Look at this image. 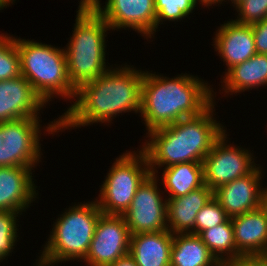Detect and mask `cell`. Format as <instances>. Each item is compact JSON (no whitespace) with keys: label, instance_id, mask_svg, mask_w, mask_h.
Returning a JSON list of instances; mask_svg holds the SVG:
<instances>
[{"label":"cell","instance_id":"6da1fadb","mask_svg":"<svg viewBox=\"0 0 267 266\" xmlns=\"http://www.w3.org/2000/svg\"><path fill=\"white\" fill-rule=\"evenodd\" d=\"M114 65L76 90L71 106L59 115L60 132L99 123L109 126L116 116L127 112L140 114L144 69L137 70L127 62Z\"/></svg>","mask_w":267,"mask_h":266},{"label":"cell","instance_id":"7a4b0ae2","mask_svg":"<svg viewBox=\"0 0 267 266\" xmlns=\"http://www.w3.org/2000/svg\"><path fill=\"white\" fill-rule=\"evenodd\" d=\"M211 87L207 80L194 74L185 72L170 78L145 70L139 117L144 121L146 133L200 115L214 102Z\"/></svg>","mask_w":267,"mask_h":266},{"label":"cell","instance_id":"3957f363","mask_svg":"<svg viewBox=\"0 0 267 266\" xmlns=\"http://www.w3.org/2000/svg\"><path fill=\"white\" fill-rule=\"evenodd\" d=\"M215 103L200 115L146 133L145 142L139 148L147 157L151 174L158 175L163 167L178 163H203L213 144L227 130L220 120H216Z\"/></svg>","mask_w":267,"mask_h":266},{"label":"cell","instance_id":"277c9868","mask_svg":"<svg viewBox=\"0 0 267 266\" xmlns=\"http://www.w3.org/2000/svg\"><path fill=\"white\" fill-rule=\"evenodd\" d=\"M72 35L66 44L68 78L75 90L96 80L113 64L106 63L107 33L110 27L92 8H78Z\"/></svg>","mask_w":267,"mask_h":266},{"label":"cell","instance_id":"5b68a950","mask_svg":"<svg viewBox=\"0 0 267 266\" xmlns=\"http://www.w3.org/2000/svg\"><path fill=\"white\" fill-rule=\"evenodd\" d=\"M74 204L53 221L50 235L33 266H58L60 262L85 259L102 211L95 199Z\"/></svg>","mask_w":267,"mask_h":266},{"label":"cell","instance_id":"8992f818","mask_svg":"<svg viewBox=\"0 0 267 266\" xmlns=\"http://www.w3.org/2000/svg\"><path fill=\"white\" fill-rule=\"evenodd\" d=\"M16 44L20 54L21 75L30 82L42 100L48 104L53 102L52 99L62 98L72 103L76 90L68 78L64 47L58 48L18 36Z\"/></svg>","mask_w":267,"mask_h":266},{"label":"cell","instance_id":"52a82bcc","mask_svg":"<svg viewBox=\"0 0 267 266\" xmlns=\"http://www.w3.org/2000/svg\"><path fill=\"white\" fill-rule=\"evenodd\" d=\"M113 161L95 198L107 215H123L130 207L138 187L151 174L148 160L141 149L121 153Z\"/></svg>","mask_w":267,"mask_h":266},{"label":"cell","instance_id":"ba28073f","mask_svg":"<svg viewBox=\"0 0 267 266\" xmlns=\"http://www.w3.org/2000/svg\"><path fill=\"white\" fill-rule=\"evenodd\" d=\"M40 119L31 117L0 122V167L21 166L34 170L42 162V131L54 136L60 128L59 117L48 122L46 128H42Z\"/></svg>","mask_w":267,"mask_h":266},{"label":"cell","instance_id":"9c48e42d","mask_svg":"<svg viewBox=\"0 0 267 266\" xmlns=\"http://www.w3.org/2000/svg\"><path fill=\"white\" fill-rule=\"evenodd\" d=\"M228 132L213 144L203 160L204 183L213 191L237 178L250 174L259 164L247 147L229 142Z\"/></svg>","mask_w":267,"mask_h":266},{"label":"cell","instance_id":"30bf717a","mask_svg":"<svg viewBox=\"0 0 267 266\" xmlns=\"http://www.w3.org/2000/svg\"><path fill=\"white\" fill-rule=\"evenodd\" d=\"M159 181L156 175L150 174L138 187L130 207L122 215L131 235L168 230L167 198L159 188Z\"/></svg>","mask_w":267,"mask_h":266},{"label":"cell","instance_id":"8fae6325","mask_svg":"<svg viewBox=\"0 0 267 266\" xmlns=\"http://www.w3.org/2000/svg\"><path fill=\"white\" fill-rule=\"evenodd\" d=\"M101 0L92 8L113 31L133 30L147 41L156 35V9L154 0ZM120 29V30H119Z\"/></svg>","mask_w":267,"mask_h":266},{"label":"cell","instance_id":"7c38bea8","mask_svg":"<svg viewBox=\"0 0 267 266\" xmlns=\"http://www.w3.org/2000/svg\"><path fill=\"white\" fill-rule=\"evenodd\" d=\"M130 231L122 215L101 214L89 251L82 261L86 266H110L129 254Z\"/></svg>","mask_w":267,"mask_h":266},{"label":"cell","instance_id":"4fadbf2b","mask_svg":"<svg viewBox=\"0 0 267 266\" xmlns=\"http://www.w3.org/2000/svg\"><path fill=\"white\" fill-rule=\"evenodd\" d=\"M264 173L259 164L250 174L213 191V197L230 218L260 208Z\"/></svg>","mask_w":267,"mask_h":266},{"label":"cell","instance_id":"5bb4252c","mask_svg":"<svg viewBox=\"0 0 267 266\" xmlns=\"http://www.w3.org/2000/svg\"><path fill=\"white\" fill-rule=\"evenodd\" d=\"M46 106L48 105L22 75L0 81V122L21 118H40V113Z\"/></svg>","mask_w":267,"mask_h":266},{"label":"cell","instance_id":"9a60e30c","mask_svg":"<svg viewBox=\"0 0 267 266\" xmlns=\"http://www.w3.org/2000/svg\"><path fill=\"white\" fill-rule=\"evenodd\" d=\"M33 172L29 167H0V211L23 215L39 199Z\"/></svg>","mask_w":267,"mask_h":266},{"label":"cell","instance_id":"2e32d148","mask_svg":"<svg viewBox=\"0 0 267 266\" xmlns=\"http://www.w3.org/2000/svg\"><path fill=\"white\" fill-rule=\"evenodd\" d=\"M225 22L216 28L212 39L214 44H211L227 67L224 73L256 54L252 25L240 24L232 19Z\"/></svg>","mask_w":267,"mask_h":266},{"label":"cell","instance_id":"e0dca14e","mask_svg":"<svg viewBox=\"0 0 267 266\" xmlns=\"http://www.w3.org/2000/svg\"><path fill=\"white\" fill-rule=\"evenodd\" d=\"M237 252L243 258L267 257V218L260 209L231 217Z\"/></svg>","mask_w":267,"mask_h":266},{"label":"cell","instance_id":"ac0fdd59","mask_svg":"<svg viewBox=\"0 0 267 266\" xmlns=\"http://www.w3.org/2000/svg\"><path fill=\"white\" fill-rule=\"evenodd\" d=\"M223 75L220 81L222 90L219 88L220 92H213L214 102L217 93L221 94L223 91L224 97H228L229 94L237 96L252 89L259 90L258 87L261 89L262 86L264 89L267 86V55L256 53L247 61L233 66Z\"/></svg>","mask_w":267,"mask_h":266},{"label":"cell","instance_id":"d6986e66","mask_svg":"<svg viewBox=\"0 0 267 266\" xmlns=\"http://www.w3.org/2000/svg\"><path fill=\"white\" fill-rule=\"evenodd\" d=\"M213 190L204 185L186 195L167 198V225L172 234L194 231L198 212L211 200Z\"/></svg>","mask_w":267,"mask_h":266},{"label":"cell","instance_id":"ffe728a7","mask_svg":"<svg viewBox=\"0 0 267 266\" xmlns=\"http://www.w3.org/2000/svg\"><path fill=\"white\" fill-rule=\"evenodd\" d=\"M173 235L169 230L131 235L129 255L137 266H170Z\"/></svg>","mask_w":267,"mask_h":266},{"label":"cell","instance_id":"44dd1931","mask_svg":"<svg viewBox=\"0 0 267 266\" xmlns=\"http://www.w3.org/2000/svg\"><path fill=\"white\" fill-rule=\"evenodd\" d=\"M161 170L162 176H156L161 178L160 183L165 189L164 194L167 193V198L186 195L205 185L203 163L183 162Z\"/></svg>","mask_w":267,"mask_h":266},{"label":"cell","instance_id":"7402d4cb","mask_svg":"<svg viewBox=\"0 0 267 266\" xmlns=\"http://www.w3.org/2000/svg\"><path fill=\"white\" fill-rule=\"evenodd\" d=\"M217 262L198 235H173L170 266H213Z\"/></svg>","mask_w":267,"mask_h":266},{"label":"cell","instance_id":"603a6c76","mask_svg":"<svg viewBox=\"0 0 267 266\" xmlns=\"http://www.w3.org/2000/svg\"><path fill=\"white\" fill-rule=\"evenodd\" d=\"M217 261L236 265L244 258L237 252L234 241V228L229 218L213 228L206 229L198 235Z\"/></svg>","mask_w":267,"mask_h":266},{"label":"cell","instance_id":"cb8c5ba5","mask_svg":"<svg viewBox=\"0 0 267 266\" xmlns=\"http://www.w3.org/2000/svg\"><path fill=\"white\" fill-rule=\"evenodd\" d=\"M154 2L156 9V32H158V27L164 24L165 21L176 23L178 21L181 22V20L183 22V19L186 17L190 19L189 15L195 11L198 4L206 8L208 7L203 0H154Z\"/></svg>","mask_w":267,"mask_h":266},{"label":"cell","instance_id":"d4e9b609","mask_svg":"<svg viewBox=\"0 0 267 266\" xmlns=\"http://www.w3.org/2000/svg\"><path fill=\"white\" fill-rule=\"evenodd\" d=\"M21 75L20 54L15 35L0 33V81Z\"/></svg>","mask_w":267,"mask_h":266},{"label":"cell","instance_id":"484cf974","mask_svg":"<svg viewBox=\"0 0 267 266\" xmlns=\"http://www.w3.org/2000/svg\"><path fill=\"white\" fill-rule=\"evenodd\" d=\"M20 215L22 214L12 211H0V262L7 260L10 254L12 256L13 249L17 247Z\"/></svg>","mask_w":267,"mask_h":266},{"label":"cell","instance_id":"4316f807","mask_svg":"<svg viewBox=\"0 0 267 266\" xmlns=\"http://www.w3.org/2000/svg\"><path fill=\"white\" fill-rule=\"evenodd\" d=\"M230 217L223 210L219 202L212 197L211 200L198 212L194 231L191 234L199 235L202 231L225 223Z\"/></svg>","mask_w":267,"mask_h":266},{"label":"cell","instance_id":"83f0119b","mask_svg":"<svg viewBox=\"0 0 267 266\" xmlns=\"http://www.w3.org/2000/svg\"><path fill=\"white\" fill-rule=\"evenodd\" d=\"M237 19H232L240 24L252 25L267 18V0H240L233 6Z\"/></svg>","mask_w":267,"mask_h":266},{"label":"cell","instance_id":"f1b7e54d","mask_svg":"<svg viewBox=\"0 0 267 266\" xmlns=\"http://www.w3.org/2000/svg\"><path fill=\"white\" fill-rule=\"evenodd\" d=\"M255 48L257 54L267 55V18L252 24Z\"/></svg>","mask_w":267,"mask_h":266},{"label":"cell","instance_id":"f546056e","mask_svg":"<svg viewBox=\"0 0 267 266\" xmlns=\"http://www.w3.org/2000/svg\"><path fill=\"white\" fill-rule=\"evenodd\" d=\"M234 266H267V257L244 258Z\"/></svg>","mask_w":267,"mask_h":266},{"label":"cell","instance_id":"4dcf8cb0","mask_svg":"<svg viewBox=\"0 0 267 266\" xmlns=\"http://www.w3.org/2000/svg\"><path fill=\"white\" fill-rule=\"evenodd\" d=\"M110 266H137L133 258L127 254L126 256L119 258L115 263Z\"/></svg>","mask_w":267,"mask_h":266},{"label":"cell","instance_id":"1f68e13d","mask_svg":"<svg viewBox=\"0 0 267 266\" xmlns=\"http://www.w3.org/2000/svg\"><path fill=\"white\" fill-rule=\"evenodd\" d=\"M260 209L265 213V216L267 218V186L265 185L261 194Z\"/></svg>","mask_w":267,"mask_h":266},{"label":"cell","instance_id":"d6a6232c","mask_svg":"<svg viewBox=\"0 0 267 266\" xmlns=\"http://www.w3.org/2000/svg\"><path fill=\"white\" fill-rule=\"evenodd\" d=\"M229 2L231 5L230 6H235L240 0H213L209 5H208V9H209V7H212L213 8V6L214 5H219V7H220V5H222V4H224V2ZM223 2V3H222ZM213 5V6H212Z\"/></svg>","mask_w":267,"mask_h":266},{"label":"cell","instance_id":"836d02e7","mask_svg":"<svg viewBox=\"0 0 267 266\" xmlns=\"http://www.w3.org/2000/svg\"><path fill=\"white\" fill-rule=\"evenodd\" d=\"M100 0H80L78 8H85V7H93L95 6Z\"/></svg>","mask_w":267,"mask_h":266},{"label":"cell","instance_id":"e575fe53","mask_svg":"<svg viewBox=\"0 0 267 266\" xmlns=\"http://www.w3.org/2000/svg\"><path fill=\"white\" fill-rule=\"evenodd\" d=\"M15 1L16 0H0V12L4 10V8L6 9L7 7H9V5L11 6V4H14Z\"/></svg>","mask_w":267,"mask_h":266},{"label":"cell","instance_id":"d590c367","mask_svg":"<svg viewBox=\"0 0 267 266\" xmlns=\"http://www.w3.org/2000/svg\"><path fill=\"white\" fill-rule=\"evenodd\" d=\"M213 266H234L233 264L229 263V262H224V261H218L216 264H214Z\"/></svg>","mask_w":267,"mask_h":266},{"label":"cell","instance_id":"8d00e7d4","mask_svg":"<svg viewBox=\"0 0 267 266\" xmlns=\"http://www.w3.org/2000/svg\"><path fill=\"white\" fill-rule=\"evenodd\" d=\"M204 3H206V5L208 6L213 0H203Z\"/></svg>","mask_w":267,"mask_h":266}]
</instances>
